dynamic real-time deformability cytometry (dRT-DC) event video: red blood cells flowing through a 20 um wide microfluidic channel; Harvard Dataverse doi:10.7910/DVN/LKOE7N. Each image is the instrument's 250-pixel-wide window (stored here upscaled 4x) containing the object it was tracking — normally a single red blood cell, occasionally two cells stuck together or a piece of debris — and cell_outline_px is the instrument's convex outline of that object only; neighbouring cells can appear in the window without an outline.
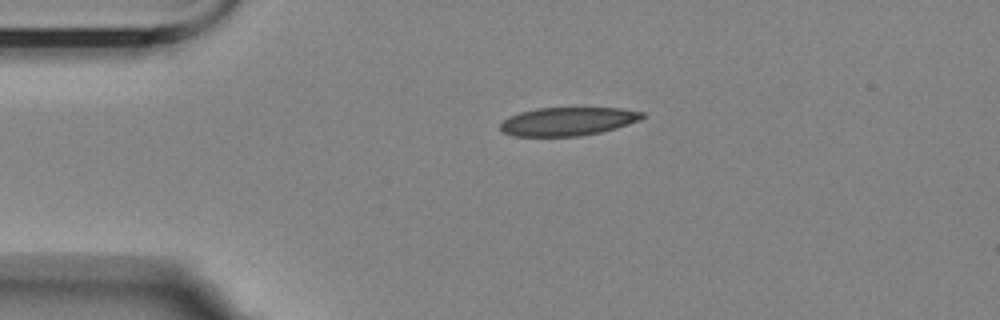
{"species": "Egyptian fruit bat (a non-hibernating species)", "species_latin": "Rousettus aegyptiacus", "temperature_condition": "room temperature", "stored_images_in_passage": 2, "camera_frame_rate_fps": 3000, "um_per_image_px": 0.085, "animal": {"sex": "female"}, "frame": {"image": 1, "passage_image": 1, "time_ms": 0.0, "image_size_px": [1000, 320], "cell_outline_px": [[644, 116], [640, 120], [616, 128], [600, 132], [580, 136], [512, 136], [504, 132], [500, 128], [500, 124], [508, 116], [520, 112], [536, 108], [620, 108], [644, 112]], "centroid_in_image_um": [48.25, 10.32], "position_along_channel_um": 36.7, "area_um2": 23.47}}